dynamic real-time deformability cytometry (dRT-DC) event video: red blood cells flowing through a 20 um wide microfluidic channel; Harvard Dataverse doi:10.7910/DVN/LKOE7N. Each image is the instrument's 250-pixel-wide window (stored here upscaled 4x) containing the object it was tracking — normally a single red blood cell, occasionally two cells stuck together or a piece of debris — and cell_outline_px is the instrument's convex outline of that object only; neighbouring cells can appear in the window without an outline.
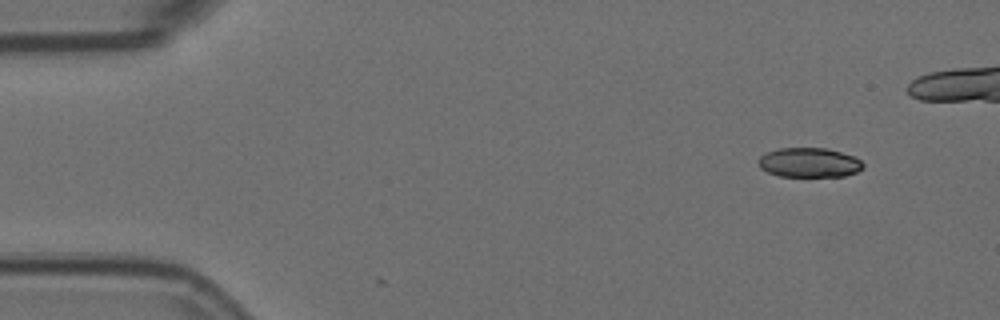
{"species": "Egyptian fruit bat (a non-hibernating species)", "species_latin": "Rousettus aegyptiacus", "temperature_condition": "room temperature", "stored_images_in_passage": 5, "camera_frame_rate_fps": 3000, "um_per_image_px": 0.085, "animal": {"sex": "female"}, "frame": {"image": 1, "passage_image": 1, "time_ms": 0.0, "image_size_px": [1000, 320], "cell_outline_px": [[864, 168], [856, 172], [844, 176], [780, 176], [768, 172], [760, 168], [756, 160], [760, 156], [768, 152], [780, 148], [824, 148], [840, 152], [852, 156], [860, 160], [864, 164]], "centroid_in_image_um": [68.76, 13.82], "position_along_channel_um": 16.2, "area_um2": 17.92}}